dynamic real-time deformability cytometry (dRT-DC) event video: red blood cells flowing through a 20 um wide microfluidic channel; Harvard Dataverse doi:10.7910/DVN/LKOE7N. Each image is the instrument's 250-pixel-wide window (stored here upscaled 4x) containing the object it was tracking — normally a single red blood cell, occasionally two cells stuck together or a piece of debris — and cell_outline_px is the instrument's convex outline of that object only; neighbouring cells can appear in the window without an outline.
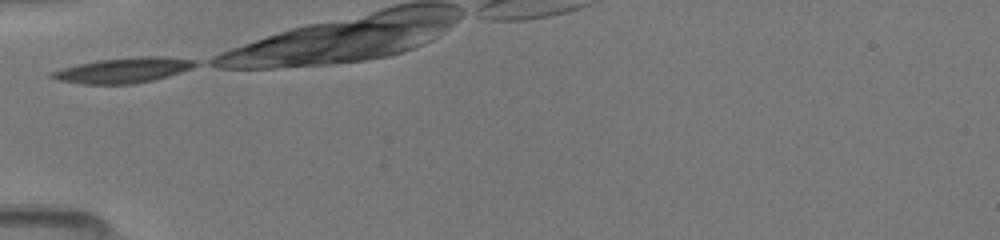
{"species": "common noctule bat (a hibernating species)", "species_latin": "Nyctalus noctula", "temperature_condition": "room temperature", "stored_images_in_passage": 20, "camera_frame_rate_fps": 3000, "um_per_image_px": 0.085, "animal": {"sex": "female", "body_mass_g": 19.5, "forearm_length_mm": 54.1}, "frame": {"image": 1, "passage_image": 1, "time_ms": 0.0, "image_size_px": [1000, 240], "cell_outline_px": [[200, 64], [192, 68], [168, 76], [152, 80], [132, 84], [84, 84], [60, 80], [48, 76], [48, 72], [80, 64], [100, 60], [144, 56], [160, 56], [196, 60]], "centroid_in_image_um": [10.51, 5.97], "position_along_channel_um": 74.5, "area_um2": 20.81}}